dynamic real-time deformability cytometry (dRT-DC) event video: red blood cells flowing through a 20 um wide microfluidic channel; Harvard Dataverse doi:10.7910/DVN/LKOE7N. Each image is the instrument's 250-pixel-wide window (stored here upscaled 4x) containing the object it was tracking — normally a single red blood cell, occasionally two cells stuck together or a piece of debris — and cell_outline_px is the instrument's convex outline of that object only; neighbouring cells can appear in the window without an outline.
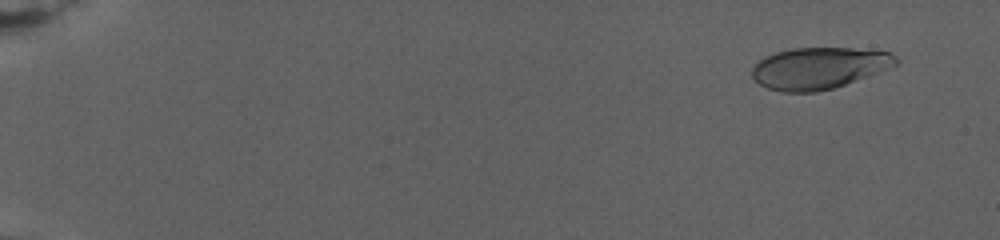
{"species": "human", "species_latin": "Homo sapiens", "temperature_condition": "warm", "stored_images_in_passage": 109, "camera_frame_rate_fps": 3000, "um_per_image_px": 0.085, "donor": {"sex": "female"}, "frame": {"image": 1, "passage_image": 13, "time_ms": 2.0, "image_size_px": [1000, 240], "cell_outline_px": [[900, 60], [896, 64], [880, 72], [832, 88], [816, 92], [784, 92], [768, 88], [760, 84], [752, 76], [752, 68], [760, 60], [776, 52], [792, 48], [852, 48], [888, 52], [896, 56]], "centroid_in_image_um": [69.62, 5.78], "position_along_channel_um": 15.4, "area_um2": 34.51}}
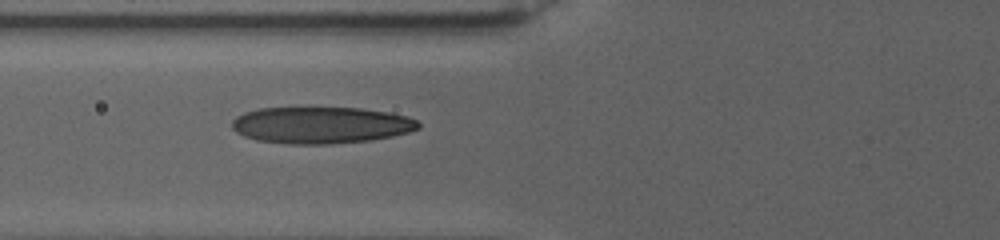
{"frame": {"image": 2, "passage_image": 68, "time_ms": 11.667, "image_size_px": [1000, 240], "cell_outline_px": [[420, 128], [408, 132], [392, 136], [368, 140], [332, 144], [288, 144], [256, 140], [244, 136], [236, 132], [232, 128], [232, 120], [236, 116], [244, 112], [260, 108], [360, 108], [388, 112], [408, 116], [416, 120], [420, 124]], "centroid_in_image_um": [27.26, 10.63], "position_along_channel_um": 98.5, "area_um2": 39.88}}
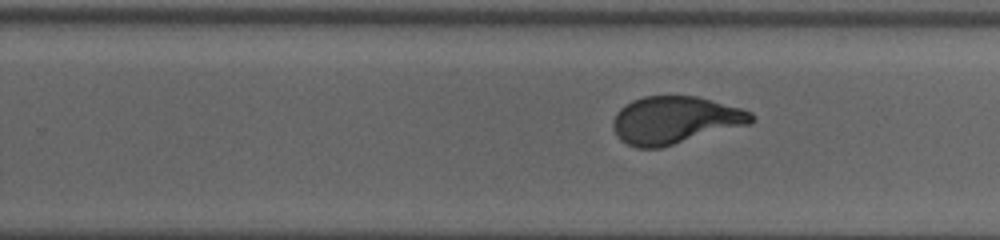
{"frame": {"image": 3, "passage_image": 107, "time_ms": 18.333, "image_size_px": [1000, 240], "cell_outline_px": [[756, 120], [748, 124], [660, 148], [636, 148], [620, 140], [616, 136], [612, 124], [616, 112], [620, 108], [632, 100], [644, 96], [696, 96], [740, 108], [752, 112], [756, 116]], "centroid_in_image_um": [57.35, 10.21], "position_along_channel_um": 272.4, "area_um2": 38.15}}